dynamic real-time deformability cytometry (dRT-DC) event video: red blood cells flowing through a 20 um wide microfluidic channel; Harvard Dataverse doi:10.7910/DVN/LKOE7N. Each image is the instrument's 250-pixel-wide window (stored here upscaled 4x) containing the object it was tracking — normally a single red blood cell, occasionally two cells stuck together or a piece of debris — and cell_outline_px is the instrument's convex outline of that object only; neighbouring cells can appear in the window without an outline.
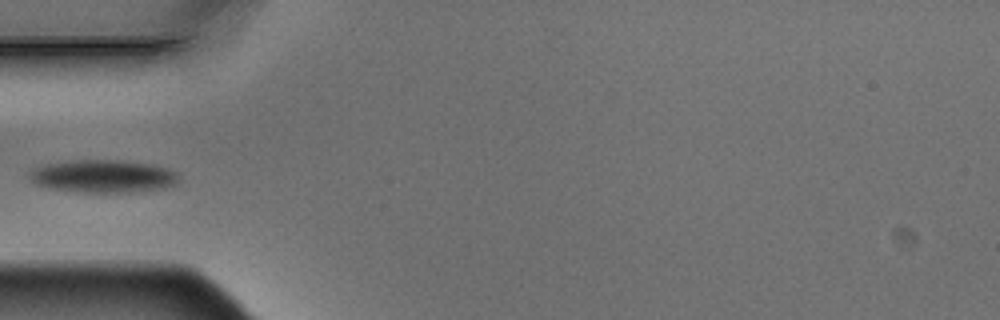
{"species": "Egyptian fruit bat (a non-hibernating species)", "species_latin": "Rousettus aegyptiacus", "temperature_condition": "warm", "stored_images_in_passage": 1, "camera_frame_rate_fps": 3000, "um_per_image_px": 0.085, "animal": {"sex": "male"}, "frame": {"image": 1, "passage_image": 1, "time_ms": 0.0, "image_size_px": [1000, 320], "cell_outline_px": [[180, 176], [176, 184], [164, 188], [132, 192], [76, 192], [48, 188], [36, 184], [28, 180], [24, 176], [28, 172], [44, 164], [72, 160], [120, 160], [152, 164], [168, 168], [176, 172]], "centroid_in_image_um": [8.72, 14.98], "position_along_channel_um": 76.3, "area_um2": 28.96}}